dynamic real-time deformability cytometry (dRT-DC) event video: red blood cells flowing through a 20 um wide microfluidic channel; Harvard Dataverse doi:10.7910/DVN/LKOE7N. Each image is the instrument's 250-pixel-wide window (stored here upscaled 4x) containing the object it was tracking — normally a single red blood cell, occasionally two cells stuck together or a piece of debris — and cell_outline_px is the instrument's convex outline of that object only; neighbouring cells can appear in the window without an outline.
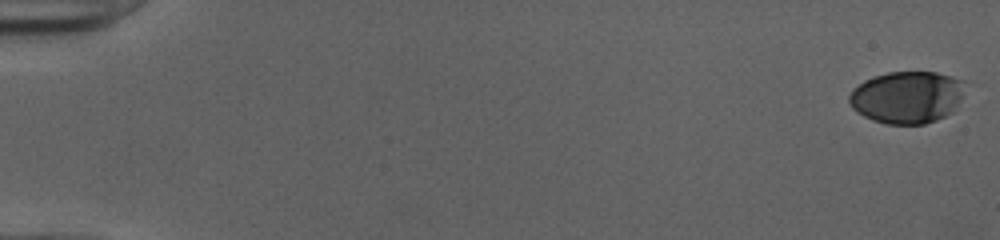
{"species": "human", "species_latin": "Homo sapiens", "temperature_condition": "cold", "stored_images_in_passage": 52, "camera_frame_rate_fps": 3000, "um_per_image_px": 0.085, "donor": {"sex": "female"}, "frame": {"image": 1, "passage_image": 1, "time_ms": 0.0, "image_size_px": [1000, 240], "cell_outline_px": [[964, 80], [960, 100], [952, 112], [936, 120], [924, 124], [888, 124], [872, 120], [856, 112], [852, 108], [848, 100], [848, 96], [852, 88], [864, 80], [872, 76], [888, 72], [936, 72]], "centroid_in_image_um": [77.05, 8.26], "position_along_channel_um": 8.0, "area_um2": 35.32}}
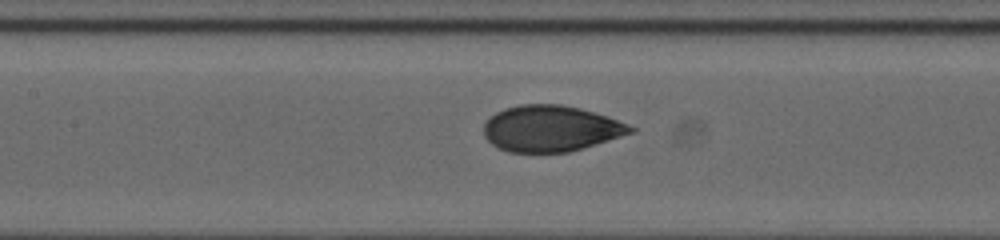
{"frame": {"image": 2, "passage_image": 26, "time_ms": 8.333, "image_size_px": [1000, 240], "cell_outline_px": [[636, 132], [568, 152], [508, 152], [492, 144], [484, 136], [484, 124], [496, 112], [504, 108], [520, 104], [560, 104], [580, 108], [608, 116], [628, 124], [636, 128]], "centroid_in_image_um": [46.83, 10.92], "position_along_channel_um": 160.6, "area_um2": 39.36}}
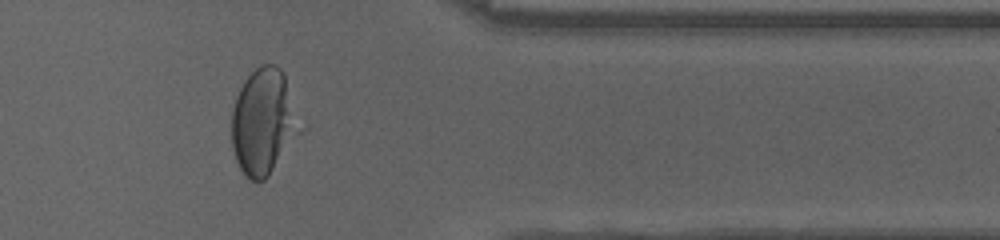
{"frame": {"image": 3, "passage_image": 44, "time_ms": 14.333, "image_size_px": [1000, 240], "cell_outline_px": [[292, 128], [268, 176], [264, 180], [248, 180], [240, 168], [236, 160], [232, 148], [232, 112], [236, 96], [244, 80], [260, 64], [276, 64], [280, 68], [284, 76]], "centroid_in_image_um": [22.15, 10.31], "position_along_channel_um": 389.3, "area_um2": 37.86}, "authors_computed_cell_mechanics": {"area_um2": 39.6797, "velocity_mm_per_s": 4.0165, "shape_relaxation_time_tau1_ms": 3.7977, "shape_relaxation_time_tau2_ms": 0.7052, "deformation_change_tau1": 0.1636, "deformation_change_tau2": 0.0497}}